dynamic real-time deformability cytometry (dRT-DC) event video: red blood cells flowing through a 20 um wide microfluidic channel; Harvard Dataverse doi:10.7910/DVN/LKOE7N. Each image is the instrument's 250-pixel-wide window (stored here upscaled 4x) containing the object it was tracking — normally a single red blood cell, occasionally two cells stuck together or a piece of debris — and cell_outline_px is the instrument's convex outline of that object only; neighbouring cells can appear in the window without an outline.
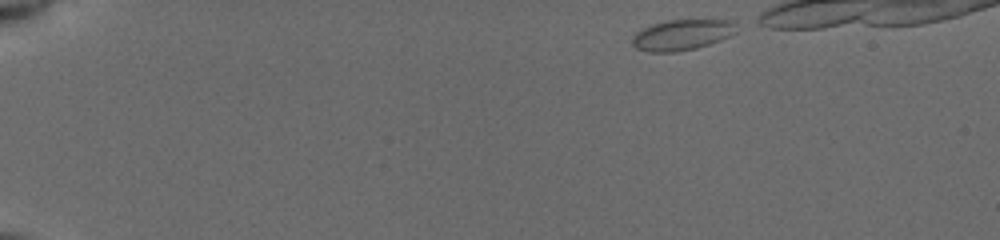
{"species": "common noctule bat (a hibernating species)", "species_latin": "Nyctalus noctula", "temperature_condition": "cold", "stored_images_in_passage": 46, "camera_frame_rate_fps": 3000, "um_per_image_px": 0.085, "animal": {"sex": "female", "body_mass_g": 19.5, "forearm_length_mm": 54.1}, "frame": {"image": 1, "passage_image": 1, "time_ms": 0.0, "image_size_px": [1000, 240], "cell_outline_px": [[736, 32], [720, 40], [696, 48], [676, 52], [648, 52], [636, 48], [632, 44], [632, 36], [636, 32], [652, 24], [668, 20], [728, 20], [736, 24]], "centroid_in_image_um": [57.93, 2.97], "position_along_channel_um": 27.1, "area_um2": 18.5}}
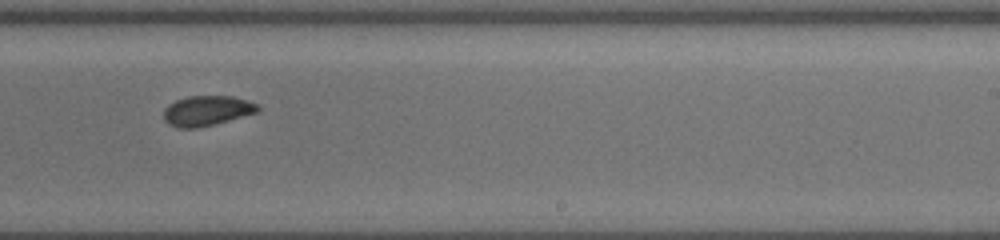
{"frame": {"image": 2, "passage_image": 33, "time_ms": 9.0, "image_size_px": [1000, 240], "cell_outline_px": [[260, 108], [256, 112], [228, 120], [196, 128], [176, 128], [168, 124], [164, 120], [164, 108], [168, 104], [176, 100], [188, 96], [232, 96], [248, 100], [256, 104]], "centroid_in_image_um": [17.53, 9.4], "position_along_channel_um": 271.5, "area_um2": 16.36}}
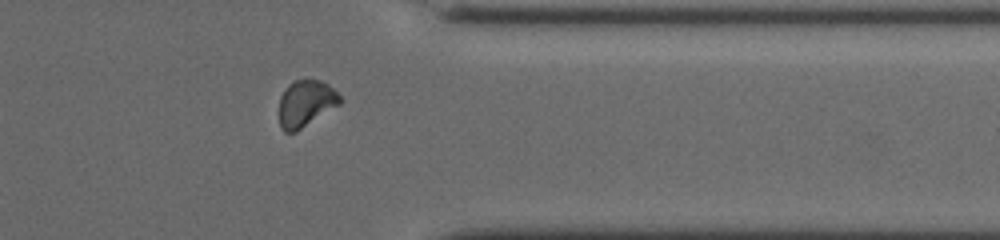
{"frame": {"image": 3, "passage_image": 44, "time_ms": 12.0, "image_size_px": [1000, 240], "cell_outline_px": [[340, 104], [296, 132], [284, 132], [280, 128], [280, 96], [288, 84], [296, 80], [324, 80], [340, 96]], "centroid_in_image_um": [25.98, 8.79], "position_along_channel_um": 385.4, "area_um2": 16.42}}